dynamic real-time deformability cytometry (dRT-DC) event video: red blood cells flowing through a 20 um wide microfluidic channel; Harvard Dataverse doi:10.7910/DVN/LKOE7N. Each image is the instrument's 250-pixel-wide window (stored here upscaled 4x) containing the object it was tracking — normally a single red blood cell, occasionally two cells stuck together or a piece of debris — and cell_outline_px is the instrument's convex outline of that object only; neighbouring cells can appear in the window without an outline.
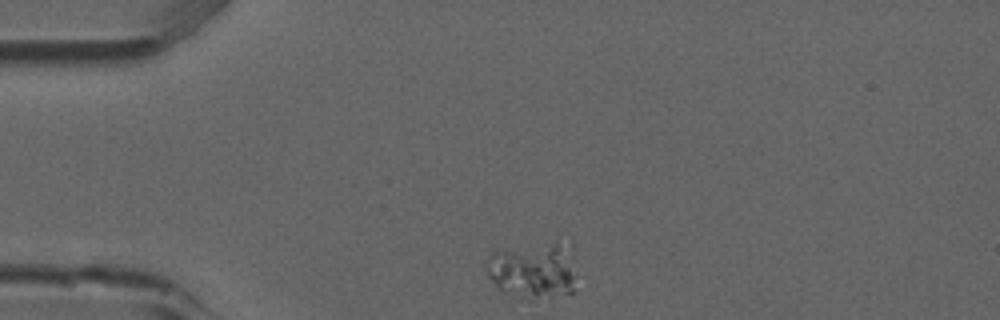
{"species": "common noctule bat (a hibernating species)", "species_latin": "Nyctalus noctula", "temperature_condition": "room temperature", "stored_images_in_passage": 2, "camera_frame_rate_fps": 3000, "um_per_image_px": 0.085, "animal": {"sex": "male", "forearm_length_mm": 52.5}, "frame": {"image": 1, "passage_image": 1, "time_ms": 0.0, "image_size_px": [1000, 320], "cell_outline_px": [[576, 292], [552, 296], [528, 296], [500, 288], [484, 272], [484, 268], [492, 252], [496, 248], [556, 240], [572, 244]], "centroid_in_image_um": [45.38, 22.84], "position_along_channel_um": 39.6, "area_um2": 30.0}}